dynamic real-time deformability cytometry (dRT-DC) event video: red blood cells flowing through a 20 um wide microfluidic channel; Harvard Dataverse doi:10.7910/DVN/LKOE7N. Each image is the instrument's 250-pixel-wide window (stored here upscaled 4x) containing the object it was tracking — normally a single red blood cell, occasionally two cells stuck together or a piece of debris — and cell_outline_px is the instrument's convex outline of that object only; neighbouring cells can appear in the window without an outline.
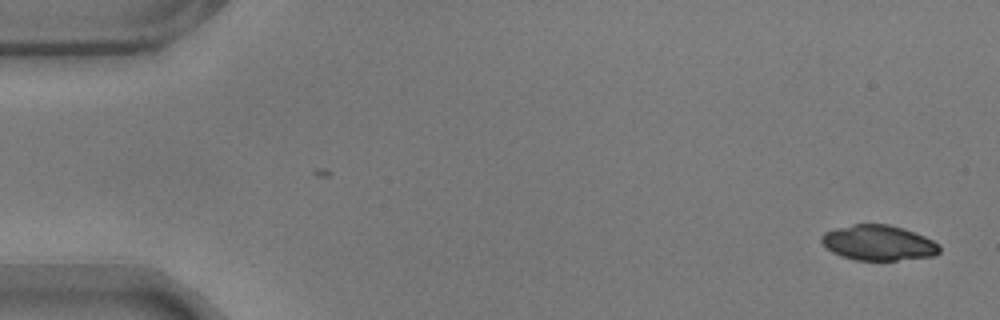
{"species": "common noctule bat (a hibernating species)", "species_latin": "Nyctalus noctula", "temperature_condition": "warm", "stored_images_in_passage": 55, "camera_frame_rate_fps": 3000, "um_per_image_px": 0.085, "animal": {"sex": "male", "body_mass_g": 17.9}, "frame": {"image": 1, "passage_image": 1, "time_ms": 0.0, "image_size_px": [1000, 320], "cell_outline_px": [[940, 252], [936, 256], [896, 260], [856, 260], [840, 256], [832, 252], [820, 240], [820, 236], [824, 232], [836, 228], [852, 224], [888, 224], [904, 228], [924, 236], [940, 244]], "centroid_in_image_um": [74.68, 20.64], "position_along_channel_um": 10.3, "area_um2": 24.39}}
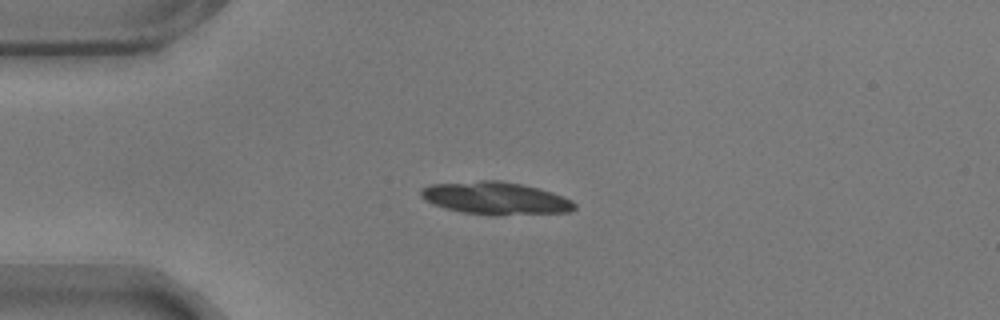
{"frame": {"image": 2, "passage_image": 13, "time_ms": 4.0, "image_size_px": [1000, 320], "cell_outline_px": [[576, 208], [568, 212], [496, 216], [492, 216], [460, 212], [444, 208], [432, 204], [424, 200], [420, 196], [420, 188], [428, 184], [480, 180], [500, 180], [520, 184], [552, 192], [564, 196], [572, 200], [576, 204]], "centroid_in_image_um": [42.08, 16.86], "position_along_channel_um": 42.9, "area_um2": 29.71}, "authors_computed_cell_mechanics": {"area_um2": 25.432, "velocity_mm_per_s": 3.5263, "shape_relaxation_time_tau1_ms": 0.3748, "shape_relaxation_time_tau2_ms": 1.8635, "deformation_change_tau1": 0.2513, "deformation_change_tau2": 0.0695}}